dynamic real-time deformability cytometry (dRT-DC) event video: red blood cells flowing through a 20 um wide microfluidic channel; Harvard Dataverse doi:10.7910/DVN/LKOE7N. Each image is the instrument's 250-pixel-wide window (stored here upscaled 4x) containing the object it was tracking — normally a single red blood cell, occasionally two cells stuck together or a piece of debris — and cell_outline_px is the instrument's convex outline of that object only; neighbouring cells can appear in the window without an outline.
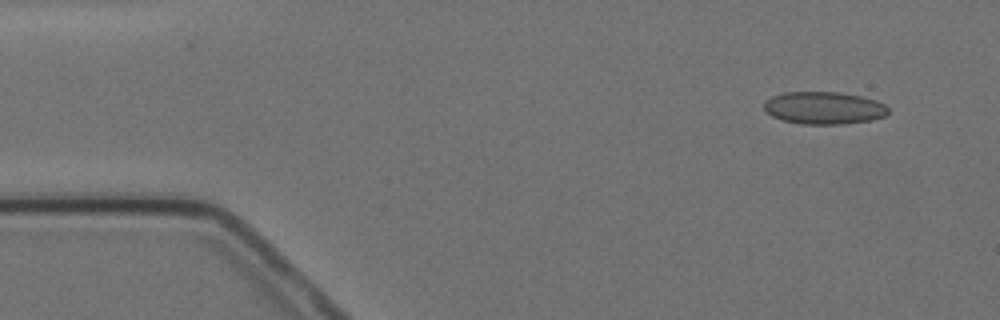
{"species": "Egyptian fruit bat (a non-hibernating species)", "species_latin": "Rousettus aegyptiacus", "temperature_condition": "cold", "stored_images_in_passage": 8, "camera_frame_rate_fps": 3000, "um_per_image_px": 0.085, "animal": {"sex": "female"}, "frame": {"image": 1, "passage_image": 1, "time_ms": 0.0, "image_size_px": [1000, 320], "cell_outline_px": [[888, 112], [884, 116], [872, 120], [844, 124], [800, 124], [784, 120], [772, 116], [764, 108], [764, 100], [772, 96], [784, 92], [840, 92], [860, 96], [876, 100], [884, 104], [888, 108]], "centroid_in_image_um": [70.03, 9.17], "position_along_channel_um": 15.0, "area_um2": 23.52}}
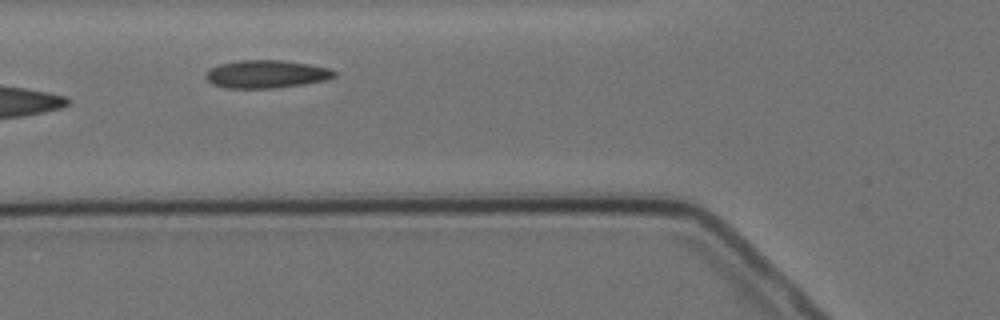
{"frame": {"image": 2, "passage_image": 6, "time_ms": 5.667, "image_size_px": [1000, 320], "cell_outline_px": [[336, 76], [328, 80], [304, 84], [272, 88], [224, 88], [212, 84], [204, 76], [208, 68], [220, 64], [236, 60], [280, 60], [308, 64], [328, 68], [336, 72]], "centroid_in_image_um": [22.6, 6.3], "position_along_channel_um": 103.2, "area_um2": 21.04}}
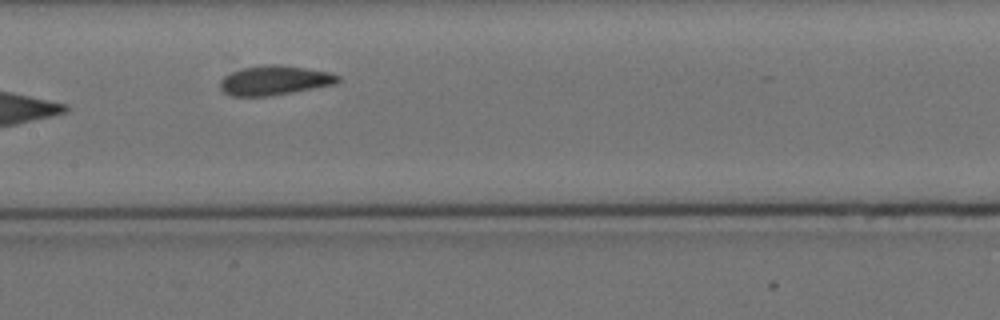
{"frame": {"image": 3, "passage_image": 8, "time_ms": 8.0, "image_size_px": [1000, 320], "cell_outline_px": [[340, 80], [332, 84], [268, 96], [228, 96], [220, 88], [220, 80], [224, 76], [232, 72], [244, 68], [264, 64], [280, 64], [308, 68], [332, 72], [340, 76]], "centroid_in_image_um": [23.31, 6.81], "position_along_channel_um": 184.1, "area_um2": 20.11}}